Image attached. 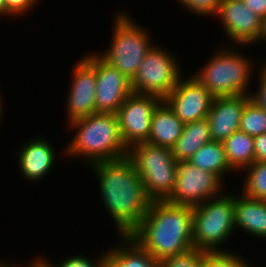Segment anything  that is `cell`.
Listing matches in <instances>:
<instances>
[{"mask_svg": "<svg viewBox=\"0 0 266 267\" xmlns=\"http://www.w3.org/2000/svg\"><path fill=\"white\" fill-rule=\"evenodd\" d=\"M13 266V264H11V263H4V260H2V261H0V267H12Z\"/></svg>", "mask_w": 266, "mask_h": 267, "instance_id": "8d00e7d4", "label": "cell"}, {"mask_svg": "<svg viewBox=\"0 0 266 267\" xmlns=\"http://www.w3.org/2000/svg\"><path fill=\"white\" fill-rule=\"evenodd\" d=\"M212 141L207 117L184 124L182 135L171 148L177 162L188 161L203 145Z\"/></svg>", "mask_w": 266, "mask_h": 267, "instance_id": "d6986e66", "label": "cell"}, {"mask_svg": "<svg viewBox=\"0 0 266 267\" xmlns=\"http://www.w3.org/2000/svg\"><path fill=\"white\" fill-rule=\"evenodd\" d=\"M204 251L191 249L183 254L159 260V267H203Z\"/></svg>", "mask_w": 266, "mask_h": 267, "instance_id": "484cf974", "label": "cell"}, {"mask_svg": "<svg viewBox=\"0 0 266 267\" xmlns=\"http://www.w3.org/2000/svg\"><path fill=\"white\" fill-rule=\"evenodd\" d=\"M41 257H39L38 259H34L31 264H27V267H46V265L40 260ZM29 265V266H28ZM12 267H19L18 265H14L13 263V266ZM21 267V265H20Z\"/></svg>", "mask_w": 266, "mask_h": 267, "instance_id": "836d02e7", "label": "cell"}, {"mask_svg": "<svg viewBox=\"0 0 266 267\" xmlns=\"http://www.w3.org/2000/svg\"><path fill=\"white\" fill-rule=\"evenodd\" d=\"M223 183L219 176L189 161H180L177 162L174 190L167 201L176 205L196 207L210 198L221 196Z\"/></svg>", "mask_w": 266, "mask_h": 267, "instance_id": "9c48e42d", "label": "cell"}, {"mask_svg": "<svg viewBox=\"0 0 266 267\" xmlns=\"http://www.w3.org/2000/svg\"><path fill=\"white\" fill-rule=\"evenodd\" d=\"M245 169L247 176L244 179L243 195L266 201V162L255 161Z\"/></svg>", "mask_w": 266, "mask_h": 267, "instance_id": "cb8c5ba5", "label": "cell"}, {"mask_svg": "<svg viewBox=\"0 0 266 267\" xmlns=\"http://www.w3.org/2000/svg\"><path fill=\"white\" fill-rule=\"evenodd\" d=\"M214 96L193 76L179 79L176 87L163 99L184 123L208 116Z\"/></svg>", "mask_w": 266, "mask_h": 267, "instance_id": "4fadbf2b", "label": "cell"}, {"mask_svg": "<svg viewBox=\"0 0 266 267\" xmlns=\"http://www.w3.org/2000/svg\"><path fill=\"white\" fill-rule=\"evenodd\" d=\"M0 100H1V97H0ZM2 101H0V121H1V118H2V108H3V106H1L2 105V103H1ZM0 125H1V122H0Z\"/></svg>", "mask_w": 266, "mask_h": 267, "instance_id": "74e56055", "label": "cell"}, {"mask_svg": "<svg viewBox=\"0 0 266 267\" xmlns=\"http://www.w3.org/2000/svg\"><path fill=\"white\" fill-rule=\"evenodd\" d=\"M89 167L97 175L102 202L115 222L117 233L130 235L152 203L134 165L126 156Z\"/></svg>", "mask_w": 266, "mask_h": 267, "instance_id": "6da1fadb", "label": "cell"}, {"mask_svg": "<svg viewBox=\"0 0 266 267\" xmlns=\"http://www.w3.org/2000/svg\"><path fill=\"white\" fill-rule=\"evenodd\" d=\"M261 19L266 18V0H242Z\"/></svg>", "mask_w": 266, "mask_h": 267, "instance_id": "1f68e13d", "label": "cell"}, {"mask_svg": "<svg viewBox=\"0 0 266 267\" xmlns=\"http://www.w3.org/2000/svg\"><path fill=\"white\" fill-rule=\"evenodd\" d=\"M266 61L261 65L259 69V83L257 92L251 93V98L254 99L266 110Z\"/></svg>", "mask_w": 266, "mask_h": 267, "instance_id": "f546056e", "label": "cell"}, {"mask_svg": "<svg viewBox=\"0 0 266 267\" xmlns=\"http://www.w3.org/2000/svg\"><path fill=\"white\" fill-rule=\"evenodd\" d=\"M96 71V113H116L133 93L131 80L98 53L83 57Z\"/></svg>", "mask_w": 266, "mask_h": 267, "instance_id": "8fae6325", "label": "cell"}, {"mask_svg": "<svg viewBox=\"0 0 266 267\" xmlns=\"http://www.w3.org/2000/svg\"><path fill=\"white\" fill-rule=\"evenodd\" d=\"M234 51L231 47L216 50L203 68L192 75L214 97L251 95L247 89L254 65L249 57Z\"/></svg>", "mask_w": 266, "mask_h": 267, "instance_id": "277c9868", "label": "cell"}, {"mask_svg": "<svg viewBox=\"0 0 266 267\" xmlns=\"http://www.w3.org/2000/svg\"><path fill=\"white\" fill-rule=\"evenodd\" d=\"M188 161L219 176L223 181L224 174L232 170L227 162L222 142L213 140L199 148Z\"/></svg>", "mask_w": 266, "mask_h": 267, "instance_id": "7402d4cb", "label": "cell"}, {"mask_svg": "<svg viewBox=\"0 0 266 267\" xmlns=\"http://www.w3.org/2000/svg\"><path fill=\"white\" fill-rule=\"evenodd\" d=\"M217 17L233 44L246 46L257 43L262 33L263 19L242 0H221Z\"/></svg>", "mask_w": 266, "mask_h": 267, "instance_id": "7c38bea8", "label": "cell"}, {"mask_svg": "<svg viewBox=\"0 0 266 267\" xmlns=\"http://www.w3.org/2000/svg\"><path fill=\"white\" fill-rule=\"evenodd\" d=\"M234 204L235 195L225 192L193 207V248L205 252L227 251L219 246L235 232Z\"/></svg>", "mask_w": 266, "mask_h": 267, "instance_id": "8992f818", "label": "cell"}, {"mask_svg": "<svg viewBox=\"0 0 266 267\" xmlns=\"http://www.w3.org/2000/svg\"><path fill=\"white\" fill-rule=\"evenodd\" d=\"M100 267H122L109 253L102 260Z\"/></svg>", "mask_w": 266, "mask_h": 267, "instance_id": "d6a6232c", "label": "cell"}, {"mask_svg": "<svg viewBox=\"0 0 266 267\" xmlns=\"http://www.w3.org/2000/svg\"><path fill=\"white\" fill-rule=\"evenodd\" d=\"M234 213L236 229L238 227L253 237L266 239V201L243 194L235 196Z\"/></svg>", "mask_w": 266, "mask_h": 267, "instance_id": "e0dca14e", "label": "cell"}, {"mask_svg": "<svg viewBox=\"0 0 266 267\" xmlns=\"http://www.w3.org/2000/svg\"><path fill=\"white\" fill-rule=\"evenodd\" d=\"M181 71L175 57L168 50L153 45L131 80L132 91L164 99L176 87L182 77Z\"/></svg>", "mask_w": 266, "mask_h": 267, "instance_id": "ba28073f", "label": "cell"}, {"mask_svg": "<svg viewBox=\"0 0 266 267\" xmlns=\"http://www.w3.org/2000/svg\"><path fill=\"white\" fill-rule=\"evenodd\" d=\"M68 124L77 133L64 149L67 156L83 157L89 166L127 156L128 147L122 140L116 113L98 112Z\"/></svg>", "mask_w": 266, "mask_h": 267, "instance_id": "3957f363", "label": "cell"}, {"mask_svg": "<svg viewBox=\"0 0 266 267\" xmlns=\"http://www.w3.org/2000/svg\"><path fill=\"white\" fill-rule=\"evenodd\" d=\"M0 16H6L8 17L6 14H5V0H0Z\"/></svg>", "mask_w": 266, "mask_h": 267, "instance_id": "d590c367", "label": "cell"}, {"mask_svg": "<svg viewBox=\"0 0 266 267\" xmlns=\"http://www.w3.org/2000/svg\"><path fill=\"white\" fill-rule=\"evenodd\" d=\"M239 130L253 137L266 133V110L252 98L244 106Z\"/></svg>", "mask_w": 266, "mask_h": 267, "instance_id": "603a6c76", "label": "cell"}, {"mask_svg": "<svg viewBox=\"0 0 266 267\" xmlns=\"http://www.w3.org/2000/svg\"><path fill=\"white\" fill-rule=\"evenodd\" d=\"M129 236L158 261L188 252L193 249V207L152 201Z\"/></svg>", "mask_w": 266, "mask_h": 267, "instance_id": "7a4b0ae2", "label": "cell"}, {"mask_svg": "<svg viewBox=\"0 0 266 267\" xmlns=\"http://www.w3.org/2000/svg\"><path fill=\"white\" fill-rule=\"evenodd\" d=\"M119 237L123 242L121 241L118 246L110 248L107 252L122 267H159L158 260H155L129 235Z\"/></svg>", "mask_w": 266, "mask_h": 267, "instance_id": "44dd1931", "label": "cell"}, {"mask_svg": "<svg viewBox=\"0 0 266 267\" xmlns=\"http://www.w3.org/2000/svg\"><path fill=\"white\" fill-rule=\"evenodd\" d=\"M184 123L163 100L151 118V131L146 142L172 148L182 135Z\"/></svg>", "mask_w": 266, "mask_h": 267, "instance_id": "ac0fdd59", "label": "cell"}, {"mask_svg": "<svg viewBox=\"0 0 266 267\" xmlns=\"http://www.w3.org/2000/svg\"><path fill=\"white\" fill-rule=\"evenodd\" d=\"M246 259L236 252L228 251H215L205 252L203 267H252Z\"/></svg>", "mask_w": 266, "mask_h": 267, "instance_id": "d4e9b609", "label": "cell"}, {"mask_svg": "<svg viewBox=\"0 0 266 267\" xmlns=\"http://www.w3.org/2000/svg\"><path fill=\"white\" fill-rule=\"evenodd\" d=\"M162 101L155 95L131 93L119 107L116 116L122 140L128 148L148 140L151 118Z\"/></svg>", "mask_w": 266, "mask_h": 267, "instance_id": "30bf717a", "label": "cell"}, {"mask_svg": "<svg viewBox=\"0 0 266 267\" xmlns=\"http://www.w3.org/2000/svg\"><path fill=\"white\" fill-rule=\"evenodd\" d=\"M72 71V84L66 105L67 123L96 113L95 69L82 57Z\"/></svg>", "mask_w": 266, "mask_h": 267, "instance_id": "5bb4252c", "label": "cell"}, {"mask_svg": "<svg viewBox=\"0 0 266 267\" xmlns=\"http://www.w3.org/2000/svg\"><path fill=\"white\" fill-rule=\"evenodd\" d=\"M126 14H116L111 45L99 55L132 80L153 44L147 29L138 26Z\"/></svg>", "mask_w": 266, "mask_h": 267, "instance_id": "52a82bcc", "label": "cell"}, {"mask_svg": "<svg viewBox=\"0 0 266 267\" xmlns=\"http://www.w3.org/2000/svg\"><path fill=\"white\" fill-rule=\"evenodd\" d=\"M227 162L232 169L243 171L255 162L254 137L242 131L233 132L223 142Z\"/></svg>", "mask_w": 266, "mask_h": 267, "instance_id": "ffe728a7", "label": "cell"}, {"mask_svg": "<svg viewBox=\"0 0 266 267\" xmlns=\"http://www.w3.org/2000/svg\"><path fill=\"white\" fill-rule=\"evenodd\" d=\"M183 7L196 15L215 16L221 0H178Z\"/></svg>", "mask_w": 266, "mask_h": 267, "instance_id": "4316f807", "label": "cell"}, {"mask_svg": "<svg viewBox=\"0 0 266 267\" xmlns=\"http://www.w3.org/2000/svg\"><path fill=\"white\" fill-rule=\"evenodd\" d=\"M38 0H5V14L9 17H18L35 8ZM29 10V11H28Z\"/></svg>", "mask_w": 266, "mask_h": 267, "instance_id": "f1b7e54d", "label": "cell"}, {"mask_svg": "<svg viewBox=\"0 0 266 267\" xmlns=\"http://www.w3.org/2000/svg\"><path fill=\"white\" fill-rule=\"evenodd\" d=\"M108 252L105 251L103 252L102 256L100 255L96 260L89 258H86L85 256L82 255H74V256H69L62 260L60 263L57 265L50 263V261H47L43 258L40 260L46 265V267H100L103 257L107 254ZM94 260V261H92ZM96 261V262H95Z\"/></svg>", "mask_w": 266, "mask_h": 267, "instance_id": "83f0119b", "label": "cell"}, {"mask_svg": "<svg viewBox=\"0 0 266 267\" xmlns=\"http://www.w3.org/2000/svg\"><path fill=\"white\" fill-rule=\"evenodd\" d=\"M264 41V43L266 42V18L263 19V24H262V33L261 36L259 38V41Z\"/></svg>", "mask_w": 266, "mask_h": 267, "instance_id": "e575fe53", "label": "cell"}, {"mask_svg": "<svg viewBox=\"0 0 266 267\" xmlns=\"http://www.w3.org/2000/svg\"><path fill=\"white\" fill-rule=\"evenodd\" d=\"M255 161L266 162V133L254 137Z\"/></svg>", "mask_w": 266, "mask_h": 267, "instance_id": "4dcf8cb0", "label": "cell"}, {"mask_svg": "<svg viewBox=\"0 0 266 267\" xmlns=\"http://www.w3.org/2000/svg\"><path fill=\"white\" fill-rule=\"evenodd\" d=\"M54 147L46 138H31L18 153V167L24 179L40 182L52 170L55 163Z\"/></svg>", "mask_w": 266, "mask_h": 267, "instance_id": "2e32d148", "label": "cell"}, {"mask_svg": "<svg viewBox=\"0 0 266 267\" xmlns=\"http://www.w3.org/2000/svg\"><path fill=\"white\" fill-rule=\"evenodd\" d=\"M251 95L214 97L207 119L212 140L223 142L239 131L241 115Z\"/></svg>", "mask_w": 266, "mask_h": 267, "instance_id": "9a60e30c", "label": "cell"}, {"mask_svg": "<svg viewBox=\"0 0 266 267\" xmlns=\"http://www.w3.org/2000/svg\"><path fill=\"white\" fill-rule=\"evenodd\" d=\"M127 157L143 180L152 201H167L174 190L177 161L172 149L141 142L128 148Z\"/></svg>", "mask_w": 266, "mask_h": 267, "instance_id": "5b68a950", "label": "cell"}]
</instances>
